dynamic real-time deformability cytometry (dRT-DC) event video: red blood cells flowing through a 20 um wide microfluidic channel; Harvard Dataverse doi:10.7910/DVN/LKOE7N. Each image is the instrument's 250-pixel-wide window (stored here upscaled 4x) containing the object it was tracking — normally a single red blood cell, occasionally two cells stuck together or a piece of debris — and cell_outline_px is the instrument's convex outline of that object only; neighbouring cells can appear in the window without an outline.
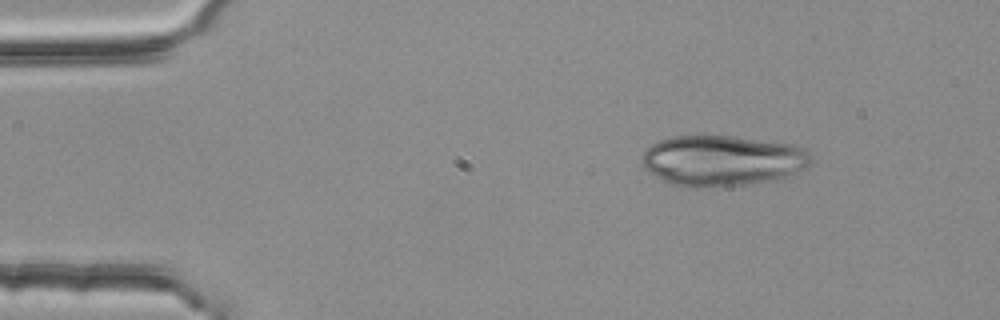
{"species": "common noctule bat (a hibernating species)", "species_latin": "Nyctalus noctula", "temperature_condition": "room temperature", "stored_images_in_passage": 3, "camera_frame_rate_fps": 3000, "um_per_image_px": 0.085, "animal": {"sex": "female", "body_mass_g": 25.1}, "frame": {"image": 1, "passage_image": 1, "time_ms": 0.0, "image_size_px": [1000, 320], "cell_outline_px": [[812, 164], [804, 168], [784, 176], [772, 180], [748, 184], [696, 188], [692, 188], [672, 184], [648, 172], [644, 168], [640, 160], [640, 156], [652, 144], [660, 140], [672, 136], [732, 136], [796, 144], [804, 148], [808, 152], [812, 160]], "centroid_in_image_um": [61.37, 13.64], "position_along_channel_um": 23.6, "area_um2": 50.0}}